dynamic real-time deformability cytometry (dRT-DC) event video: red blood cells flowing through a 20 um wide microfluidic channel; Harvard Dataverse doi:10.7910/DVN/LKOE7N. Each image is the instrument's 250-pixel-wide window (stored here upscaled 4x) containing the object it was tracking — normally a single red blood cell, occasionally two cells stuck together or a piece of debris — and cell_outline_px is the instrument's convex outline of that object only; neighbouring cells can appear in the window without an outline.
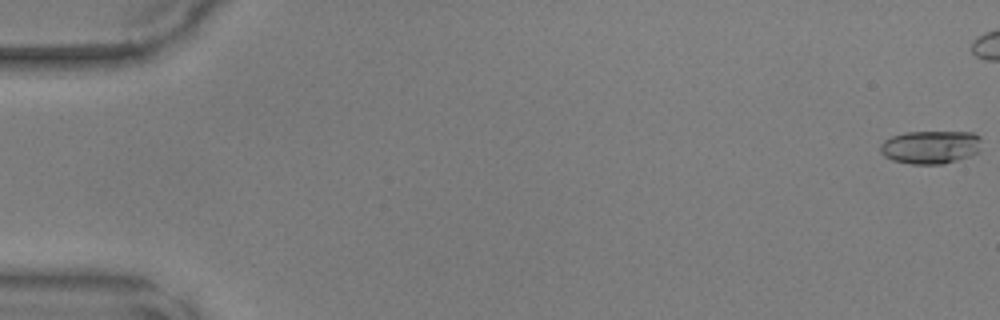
{"species": "common noctule bat (a hibernating species)", "species_latin": "Nyctalus noctula", "temperature_condition": "warm", "stored_images_in_passage": 16, "camera_frame_rate_fps": 3000, "um_per_image_px": 0.085, "animal": {"sex": "male", "body_mass_g": 17.9, "forearm_length_mm": 54.2}, "frame": {"image": 1, "passage_image": 1, "time_ms": 0.0, "image_size_px": [1000, 320], "cell_outline_px": [[980, 140], [976, 152], [968, 156], [944, 164], [912, 164], [892, 160], [884, 156], [880, 152], [880, 144], [884, 140], [892, 136], [904, 132], [972, 132], [980, 136]], "centroid_in_image_um": [79.03, 12.5], "position_along_channel_um": 6.0, "area_um2": 19.48}}